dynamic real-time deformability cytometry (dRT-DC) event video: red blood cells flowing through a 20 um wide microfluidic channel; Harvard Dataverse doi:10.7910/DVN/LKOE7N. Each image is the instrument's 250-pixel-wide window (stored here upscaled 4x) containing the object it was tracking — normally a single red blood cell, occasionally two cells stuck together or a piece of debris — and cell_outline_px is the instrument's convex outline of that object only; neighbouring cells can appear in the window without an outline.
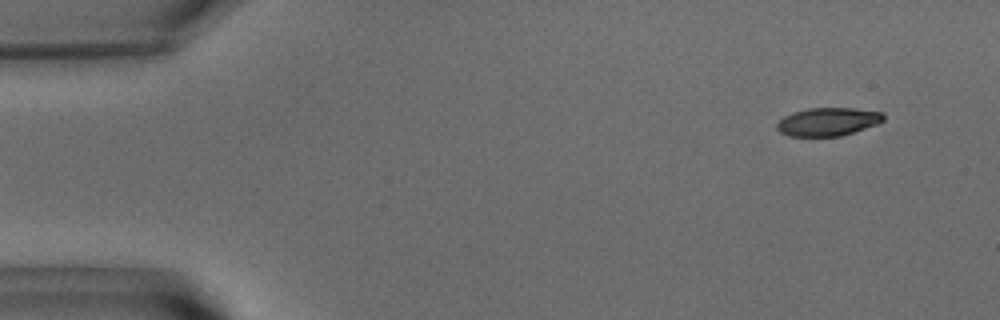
{"species": "common noctule bat (a hibernating species)", "species_latin": "Nyctalus noctula", "temperature_condition": "warm", "stored_images_in_passage": 52, "camera_frame_rate_fps": 3000, "um_per_image_px": 0.085, "animal": {"sex": "male", "body_mass_g": 15.6}, "frame": {"image": 1, "passage_image": 1, "time_ms": 0.0, "image_size_px": [1000, 320], "cell_outline_px": [[884, 120], [876, 124], [840, 136], [788, 136], [780, 132], [776, 128], [776, 124], [784, 116], [792, 112], [808, 108], [852, 108], [884, 112]], "centroid_in_image_um": [70.35, 10.34], "position_along_channel_um": 14.7, "area_um2": 17.46}}
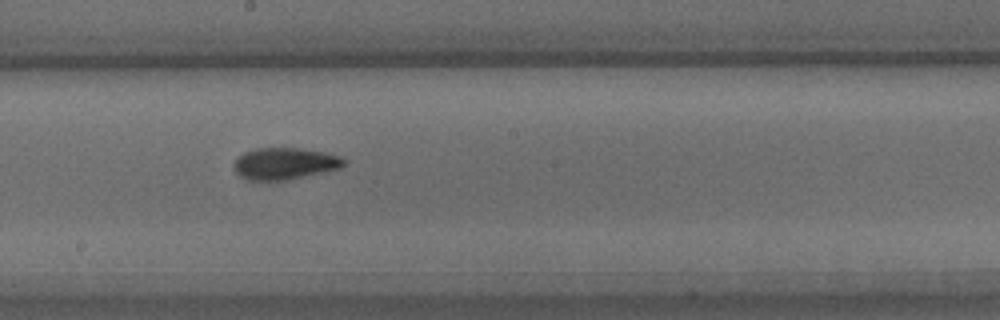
{"frame": {"image": 2, "passage_image": 27, "time_ms": 8.667, "image_size_px": [1000, 320], "cell_outline_px": [[348, 160], [340, 168], [284, 180], [248, 180], [240, 176], [236, 172], [232, 164], [244, 152], [256, 148], [300, 148], [324, 152], [340, 156]], "centroid_in_image_um": [24.19, 13.89], "position_along_channel_um": 224.0, "area_um2": 20.17}}
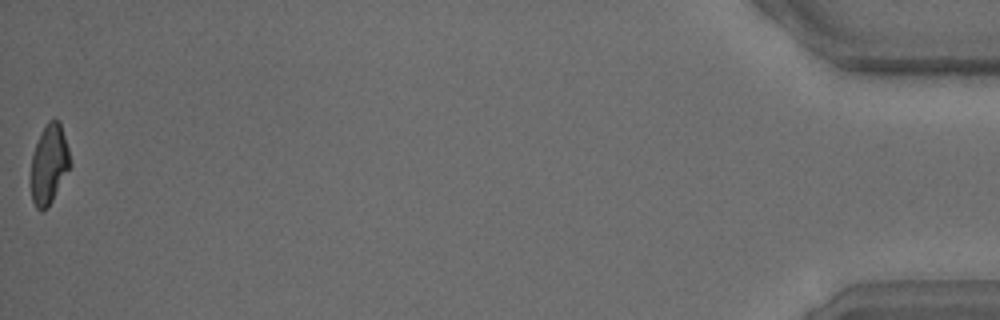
{"frame": {"image": 3, "passage_image": 52, "time_ms": 17.0, "image_size_px": [1000, 320], "cell_outline_px": [[72, 164], [48, 208], [44, 212], [40, 212], [36, 208], [32, 200], [32, 156], [40, 132], [48, 120], [52, 116], [60, 120], [68, 148]], "centroid_in_image_um": [4.19, 13.93], "position_along_channel_um": 431.0, "area_um2": 18.32}, "authors_computed_cell_mechanics": {"area_um2": 19.363, "velocity_mm_per_s": 3.6588, "shape_relaxation_time_tau1_ms": 4.1267, "shape_relaxation_time_tau2_ms": 2.8873, "deformation_change_tau1": 0.183, "deformation_change_tau2": 0.0925}}